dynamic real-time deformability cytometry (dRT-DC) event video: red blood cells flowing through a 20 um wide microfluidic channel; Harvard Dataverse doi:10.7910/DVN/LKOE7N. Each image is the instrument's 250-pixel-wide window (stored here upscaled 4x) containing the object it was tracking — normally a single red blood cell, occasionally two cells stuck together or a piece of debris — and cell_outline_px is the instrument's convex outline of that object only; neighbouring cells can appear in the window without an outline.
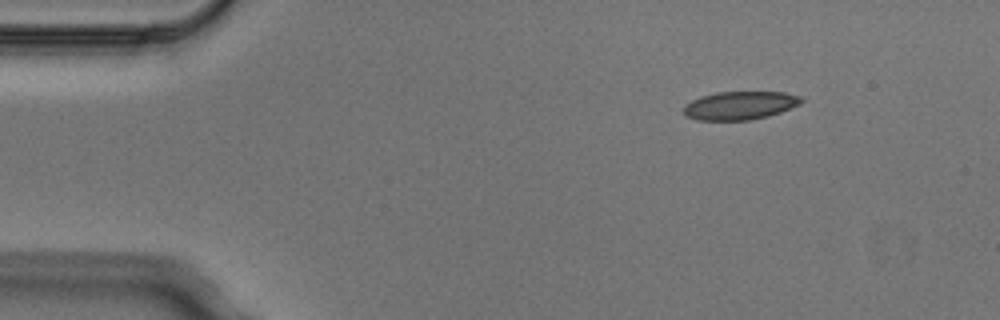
{"species": "Egyptian fruit bat (a non-hibernating species)", "species_latin": "Rousettus aegyptiacus", "temperature_condition": "cold", "stored_images_in_passage": 3, "camera_frame_rate_fps": 3000, "um_per_image_px": 0.085, "animal": {"sex": "male"}, "frame": {"image": 1, "passage_image": 1, "time_ms": 0.0, "image_size_px": [1000, 320], "cell_outline_px": [[804, 100], [800, 104], [780, 112], [768, 116], [748, 120], [696, 120], [684, 116], [684, 104], [700, 96], [716, 92], [784, 92], [800, 96]], "centroid_in_image_um": [62.86, 8.96], "position_along_channel_um": 22.1, "area_um2": 19.48}}